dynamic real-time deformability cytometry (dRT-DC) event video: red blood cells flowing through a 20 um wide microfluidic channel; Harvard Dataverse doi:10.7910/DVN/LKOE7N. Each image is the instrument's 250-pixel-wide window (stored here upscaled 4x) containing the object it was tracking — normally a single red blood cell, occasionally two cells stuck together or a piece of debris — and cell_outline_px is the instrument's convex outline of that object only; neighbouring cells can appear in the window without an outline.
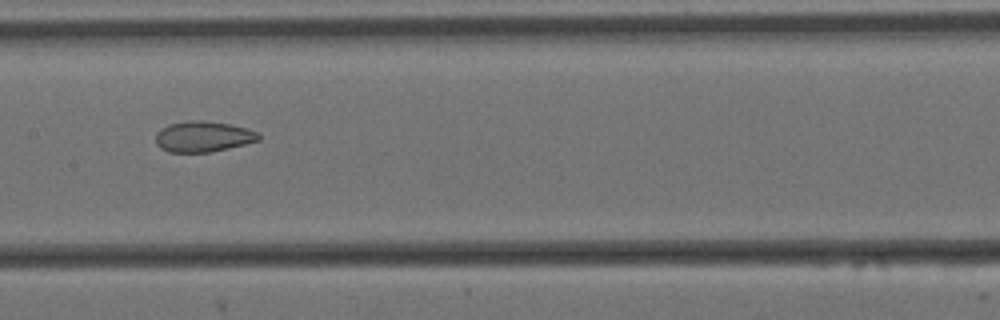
{"species": "Egyptian fruit bat (a non-hibernating species)", "species_latin": "Rousettus aegyptiacus", "temperature_condition": "cold", "stored_images_in_passage": 10, "segment_of_instrument_passage": [1, 2], "camera_frame_rate_fps": 3000, "um_per_image_px": 0.085, "animal": {"sex": "female"}, "frame": {"image": 1, "passage_image": 7, "time_ms": 2.0, "image_size_px": [1000, 320], "cell_outline_px": [[260, 140], [228, 148], [208, 152], [168, 152], [160, 148], [156, 144], [156, 132], [160, 128], [168, 124], [188, 120], [200, 120], [228, 124], [248, 128], [256, 132], [260, 136]], "centroid_in_image_um": [17.22, 11.6], "position_along_channel_um": 190.2, "area_um2": 18.44}}
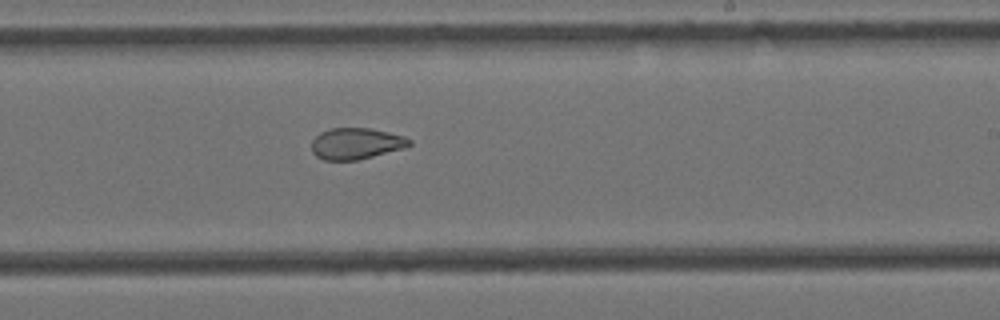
{"frame": {"image": 2, "passage_image": 9, "time_ms": 2.667, "image_size_px": [1000, 320], "cell_outline_px": [[412, 144], [404, 148], [356, 160], [324, 160], [316, 156], [312, 152], [312, 140], [320, 132], [332, 128], [368, 128], [388, 132], [404, 136], [412, 140]], "centroid_in_image_um": [30.26, 12.2], "position_along_channel_um": 258.7, "area_um2": 17.74}}